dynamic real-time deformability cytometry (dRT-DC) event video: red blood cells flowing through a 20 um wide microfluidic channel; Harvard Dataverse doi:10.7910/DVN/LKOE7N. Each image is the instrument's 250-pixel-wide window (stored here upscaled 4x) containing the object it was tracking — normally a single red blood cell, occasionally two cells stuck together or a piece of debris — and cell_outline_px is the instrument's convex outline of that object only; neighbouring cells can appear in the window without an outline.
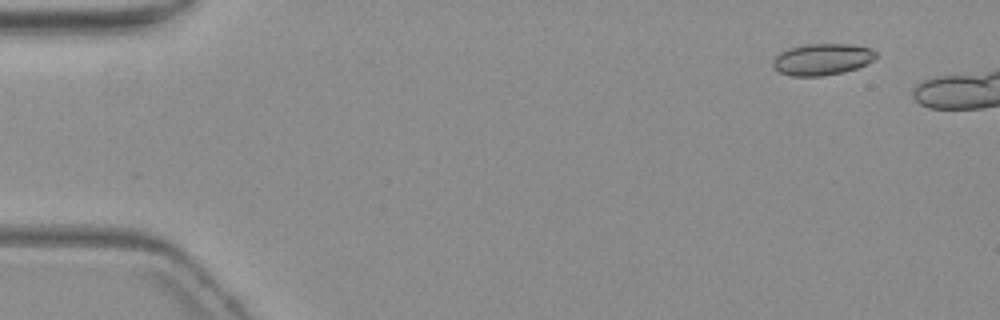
{"species": "common noctule bat (a hibernating species)", "species_latin": "Nyctalus noctula", "temperature_condition": "warm", "stored_images_in_passage": 6, "segment_of_instrument_passage": [2, 2], "camera_frame_rate_fps": 3000, "um_per_image_px": 0.085, "animal": {"sex": "female", "body_mass_g": 19.3, "forearm_length_mm": 54.1}, "frame": {"image": 1, "passage_image": 6, "time_ms": 6.0, "image_size_px": [1000, 320], "cell_outline_px": [[880, 56], [856, 68], [844, 72], [820, 76], [792, 76], [776, 72], [772, 68], [772, 60], [780, 52], [788, 48], [804, 44], [848, 44], [872, 48]], "centroid_in_image_um": [69.85, 5.04], "position_along_channel_um": 15.2, "area_um2": 19.19}}